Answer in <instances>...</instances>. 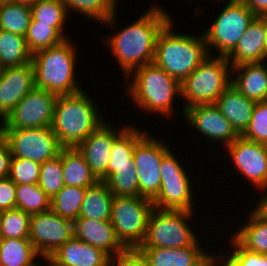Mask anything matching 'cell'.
I'll list each match as a JSON object with an SVG mask.
<instances>
[{
	"label": "cell",
	"mask_w": 267,
	"mask_h": 266,
	"mask_svg": "<svg viewBox=\"0 0 267 266\" xmlns=\"http://www.w3.org/2000/svg\"><path fill=\"white\" fill-rule=\"evenodd\" d=\"M165 11L160 6H151L136 21L106 39L107 48L127 79L135 69L153 63L158 35L172 19Z\"/></svg>",
	"instance_id": "1"
},
{
	"label": "cell",
	"mask_w": 267,
	"mask_h": 266,
	"mask_svg": "<svg viewBox=\"0 0 267 266\" xmlns=\"http://www.w3.org/2000/svg\"><path fill=\"white\" fill-rule=\"evenodd\" d=\"M98 109L84 89L57 97L50 127L63 148H77L106 122Z\"/></svg>",
	"instance_id": "2"
},
{
	"label": "cell",
	"mask_w": 267,
	"mask_h": 266,
	"mask_svg": "<svg viewBox=\"0 0 267 266\" xmlns=\"http://www.w3.org/2000/svg\"><path fill=\"white\" fill-rule=\"evenodd\" d=\"M171 19L158 35L153 63L180 83L208 56L203 33L199 37L175 33Z\"/></svg>",
	"instance_id": "3"
},
{
	"label": "cell",
	"mask_w": 267,
	"mask_h": 266,
	"mask_svg": "<svg viewBox=\"0 0 267 266\" xmlns=\"http://www.w3.org/2000/svg\"><path fill=\"white\" fill-rule=\"evenodd\" d=\"M76 46L70 38L57 46L32 55L34 86L59 95H72L83 90L77 82Z\"/></svg>",
	"instance_id": "4"
},
{
	"label": "cell",
	"mask_w": 267,
	"mask_h": 266,
	"mask_svg": "<svg viewBox=\"0 0 267 266\" xmlns=\"http://www.w3.org/2000/svg\"><path fill=\"white\" fill-rule=\"evenodd\" d=\"M128 77L133 79L129 86L127 83L126 92L135 105L147 113L171 118L175 110L173 100L181 95V84L176 78L154 63L135 69Z\"/></svg>",
	"instance_id": "5"
},
{
	"label": "cell",
	"mask_w": 267,
	"mask_h": 266,
	"mask_svg": "<svg viewBox=\"0 0 267 266\" xmlns=\"http://www.w3.org/2000/svg\"><path fill=\"white\" fill-rule=\"evenodd\" d=\"M231 69L227 57L209 55L180 83V97L186 101L182 110L200 104H214L231 85Z\"/></svg>",
	"instance_id": "6"
},
{
	"label": "cell",
	"mask_w": 267,
	"mask_h": 266,
	"mask_svg": "<svg viewBox=\"0 0 267 266\" xmlns=\"http://www.w3.org/2000/svg\"><path fill=\"white\" fill-rule=\"evenodd\" d=\"M194 212L153 208L147 222V231L140 247L184 248L198 239L188 220ZM192 229V230H191Z\"/></svg>",
	"instance_id": "7"
},
{
	"label": "cell",
	"mask_w": 267,
	"mask_h": 266,
	"mask_svg": "<svg viewBox=\"0 0 267 266\" xmlns=\"http://www.w3.org/2000/svg\"><path fill=\"white\" fill-rule=\"evenodd\" d=\"M153 202L140 196H113L111 224L121 244L137 250L144 241Z\"/></svg>",
	"instance_id": "8"
},
{
	"label": "cell",
	"mask_w": 267,
	"mask_h": 266,
	"mask_svg": "<svg viewBox=\"0 0 267 266\" xmlns=\"http://www.w3.org/2000/svg\"><path fill=\"white\" fill-rule=\"evenodd\" d=\"M255 17L240 0L227 3L212 21L213 24L203 32L209 55H214L211 49L215 48L218 56L226 57L236 47Z\"/></svg>",
	"instance_id": "9"
},
{
	"label": "cell",
	"mask_w": 267,
	"mask_h": 266,
	"mask_svg": "<svg viewBox=\"0 0 267 266\" xmlns=\"http://www.w3.org/2000/svg\"><path fill=\"white\" fill-rule=\"evenodd\" d=\"M171 149L160 163L161 184L153 206L161 210H184L194 212L193 190L190 177Z\"/></svg>",
	"instance_id": "10"
},
{
	"label": "cell",
	"mask_w": 267,
	"mask_h": 266,
	"mask_svg": "<svg viewBox=\"0 0 267 266\" xmlns=\"http://www.w3.org/2000/svg\"><path fill=\"white\" fill-rule=\"evenodd\" d=\"M57 97L34 86L0 122V130L50 127Z\"/></svg>",
	"instance_id": "11"
},
{
	"label": "cell",
	"mask_w": 267,
	"mask_h": 266,
	"mask_svg": "<svg viewBox=\"0 0 267 266\" xmlns=\"http://www.w3.org/2000/svg\"><path fill=\"white\" fill-rule=\"evenodd\" d=\"M12 157H21L43 164L60 155L63 147L51 127L0 130Z\"/></svg>",
	"instance_id": "12"
},
{
	"label": "cell",
	"mask_w": 267,
	"mask_h": 266,
	"mask_svg": "<svg viewBox=\"0 0 267 266\" xmlns=\"http://www.w3.org/2000/svg\"><path fill=\"white\" fill-rule=\"evenodd\" d=\"M146 133L135 145L133 160L139 179L140 197L153 201L160 189V163L169 146Z\"/></svg>",
	"instance_id": "13"
},
{
	"label": "cell",
	"mask_w": 267,
	"mask_h": 266,
	"mask_svg": "<svg viewBox=\"0 0 267 266\" xmlns=\"http://www.w3.org/2000/svg\"><path fill=\"white\" fill-rule=\"evenodd\" d=\"M73 236L72 220L52 210L31 215L28 239L44 261Z\"/></svg>",
	"instance_id": "14"
},
{
	"label": "cell",
	"mask_w": 267,
	"mask_h": 266,
	"mask_svg": "<svg viewBox=\"0 0 267 266\" xmlns=\"http://www.w3.org/2000/svg\"><path fill=\"white\" fill-rule=\"evenodd\" d=\"M234 168L261 190L267 187V145L239 136L226 147Z\"/></svg>",
	"instance_id": "15"
},
{
	"label": "cell",
	"mask_w": 267,
	"mask_h": 266,
	"mask_svg": "<svg viewBox=\"0 0 267 266\" xmlns=\"http://www.w3.org/2000/svg\"><path fill=\"white\" fill-rule=\"evenodd\" d=\"M183 113V117L194 130L206 136L207 139L224 143L223 148L239 137L230 121L223 116L215 104L195 105L187 108Z\"/></svg>",
	"instance_id": "16"
},
{
	"label": "cell",
	"mask_w": 267,
	"mask_h": 266,
	"mask_svg": "<svg viewBox=\"0 0 267 266\" xmlns=\"http://www.w3.org/2000/svg\"><path fill=\"white\" fill-rule=\"evenodd\" d=\"M128 126H122L117 130L112 124L110 125V122H104L77 147L98 180L105 181L107 179L112 144Z\"/></svg>",
	"instance_id": "17"
},
{
	"label": "cell",
	"mask_w": 267,
	"mask_h": 266,
	"mask_svg": "<svg viewBox=\"0 0 267 266\" xmlns=\"http://www.w3.org/2000/svg\"><path fill=\"white\" fill-rule=\"evenodd\" d=\"M199 240L184 248L139 247L136 251L147 266H214V255Z\"/></svg>",
	"instance_id": "18"
},
{
	"label": "cell",
	"mask_w": 267,
	"mask_h": 266,
	"mask_svg": "<svg viewBox=\"0 0 267 266\" xmlns=\"http://www.w3.org/2000/svg\"><path fill=\"white\" fill-rule=\"evenodd\" d=\"M34 87V70L31 63L6 67L0 71V121Z\"/></svg>",
	"instance_id": "19"
},
{
	"label": "cell",
	"mask_w": 267,
	"mask_h": 266,
	"mask_svg": "<svg viewBox=\"0 0 267 266\" xmlns=\"http://www.w3.org/2000/svg\"><path fill=\"white\" fill-rule=\"evenodd\" d=\"M226 57L231 67L267 61V17L256 16Z\"/></svg>",
	"instance_id": "20"
},
{
	"label": "cell",
	"mask_w": 267,
	"mask_h": 266,
	"mask_svg": "<svg viewBox=\"0 0 267 266\" xmlns=\"http://www.w3.org/2000/svg\"><path fill=\"white\" fill-rule=\"evenodd\" d=\"M74 237L104 251L110 258L128 250L116 236L111 221L77 218L73 221Z\"/></svg>",
	"instance_id": "21"
},
{
	"label": "cell",
	"mask_w": 267,
	"mask_h": 266,
	"mask_svg": "<svg viewBox=\"0 0 267 266\" xmlns=\"http://www.w3.org/2000/svg\"><path fill=\"white\" fill-rule=\"evenodd\" d=\"M110 259L101 249L73 236L45 261L48 266H104Z\"/></svg>",
	"instance_id": "22"
},
{
	"label": "cell",
	"mask_w": 267,
	"mask_h": 266,
	"mask_svg": "<svg viewBox=\"0 0 267 266\" xmlns=\"http://www.w3.org/2000/svg\"><path fill=\"white\" fill-rule=\"evenodd\" d=\"M266 64V65H265ZM231 85L248 99L261 102L267 96V62L244 63L231 69ZM236 73V74H235Z\"/></svg>",
	"instance_id": "23"
},
{
	"label": "cell",
	"mask_w": 267,
	"mask_h": 266,
	"mask_svg": "<svg viewBox=\"0 0 267 266\" xmlns=\"http://www.w3.org/2000/svg\"><path fill=\"white\" fill-rule=\"evenodd\" d=\"M255 101L245 97L230 85L214 103L223 116L230 121L233 129L241 136L247 129L252 117Z\"/></svg>",
	"instance_id": "24"
},
{
	"label": "cell",
	"mask_w": 267,
	"mask_h": 266,
	"mask_svg": "<svg viewBox=\"0 0 267 266\" xmlns=\"http://www.w3.org/2000/svg\"><path fill=\"white\" fill-rule=\"evenodd\" d=\"M113 196L107 183L98 180L86 188L78 218L110 221Z\"/></svg>",
	"instance_id": "25"
},
{
	"label": "cell",
	"mask_w": 267,
	"mask_h": 266,
	"mask_svg": "<svg viewBox=\"0 0 267 266\" xmlns=\"http://www.w3.org/2000/svg\"><path fill=\"white\" fill-rule=\"evenodd\" d=\"M245 222L231 235L243 248L260 254H267V216L255 207Z\"/></svg>",
	"instance_id": "26"
},
{
	"label": "cell",
	"mask_w": 267,
	"mask_h": 266,
	"mask_svg": "<svg viewBox=\"0 0 267 266\" xmlns=\"http://www.w3.org/2000/svg\"><path fill=\"white\" fill-rule=\"evenodd\" d=\"M63 181L66 186L87 188L95 184L98 179L91 172L84 156L77 148H63L61 150Z\"/></svg>",
	"instance_id": "27"
},
{
	"label": "cell",
	"mask_w": 267,
	"mask_h": 266,
	"mask_svg": "<svg viewBox=\"0 0 267 266\" xmlns=\"http://www.w3.org/2000/svg\"><path fill=\"white\" fill-rule=\"evenodd\" d=\"M146 134L130 125L114 140L107 178L118 169L135 167L133 152L136 143Z\"/></svg>",
	"instance_id": "28"
},
{
	"label": "cell",
	"mask_w": 267,
	"mask_h": 266,
	"mask_svg": "<svg viewBox=\"0 0 267 266\" xmlns=\"http://www.w3.org/2000/svg\"><path fill=\"white\" fill-rule=\"evenodd\" d=\"M37 257L29 239L7 238L0 245V266H41Z\"/></svg>",
	"instance_id": "29"
},
{
	"label": "cell",
	"mask_w": 267,
	"mask_h": 266,
	"mask_svg": "<svg viewBox=\"0 0 267 266\" xmlns=\"http://www.w3.org/2000/svg\"><path fill=\"white\" fill-rule=\"evenodd\" d=\"M67 13L76 11L89 19L97 20L112 29L116 26V0H63Z\"/></svg>",
	"instance_id": "30"
},
{
	"label": "cell",
	"mask_w": 267,
	"mask_h": 266,
	"mask_svg": "<svg viewBox=\"0 0 267 266\" xmlns=\"http://www.w3.org/2000/svg\"><path fill=\"white\" fill-rule=\"evenodd\" d=\"M24 36L0 29V68L21 66L32 62Z\"/></svg>",
	"instance_id": "31"
},
{
	"label": "cell",
	"mask_w": 267,
	"mask_h": 266,
	"mask_svg": "<svg viewBox=\"0 0 267 266\" xmlns=\"http://www.w3.org/2000/svg\"><path fill=\"white\" fill-rule=\"evenodd\" d=\"M32 19L39 23L49 24L54 27L65 39V23L69 14L67 13L63 0H38L30 7ZM68 15V16H67Z\"/></svg>",
	"instance_id": "32"
},
{
	"label": "cell",
	"mask_w": 267,
	"mask_h": 266,
	"mask_svg": "<svg viewBox=\"0 0 267 266\" xmlns=\"http://www.w3.org/2000/svg\"><path fill=\"white\" fill-rule=\"evenodd\" d=\"M31 18L30 6L0 1V29L25 36Z\"/></svg>",
	"instance_id": "33"
},
{
	"label": "cell",
	"mask_w": 267,
	"mask_h": 266,
	"mask_svg": "<svg viewBox=\"0 0 267 266\" xmlns=\"http://www.w3.org/2000/svg\"><path fill=\"white\" fill-rule=\"evenodd\" d=\"M16 208L30 215L51 210L50 197L38 184L16 185Z\"/></svg>",
	"instance_id": "34"
},
{
	"label": "cell",
	"mask_w": 267,
	"mask_h": 266,
	"mask_svg": "<svg viewBox=\"0 0 267 266\" xmlns=\"http://www.w3.org/2000/svg\"><path fill=\"white\" fill-rule=\"evenodd\" d=\"M86 189L64 186L52 199L51 210L72 221L78 218Z\"/></svg>",
	"instance_id": "35"
},
{
	"label": "cell",
	"mask_w": 267,
	"mask_h": 266,
	"mask_svg": "<svg viewBox=\"0 0 267 266\" xmlns=\"http://www.w3.org/2000/svg\"><path fill=\"white\" fill-rule=\"evenodd\" d=\"M24 37L32 54L57 46L66 40L54 27L39 23L32 18Z\"/></svg>",
	"instance_id": "36"
},
{
	"label": "cell",
	"mask_w": 267,
	"mask_h": 266,
	"mask_svg": "<svg viewBox=\"0 0 267 266\" xmlns=\"http://www.w3.org/2000/svg\"><path fill=\"white\" fill-rule=\"evenodd\" d=\"M1 231L4 239L18 238L28 239L30 232L31 215L14 208L0 212Z\"/></svg>",
	"instance_id": "37"
},
{
	"label": "cell",
	"mask_w": 267,
	"mask_h": 266,
	"mask_svg": "<svg viewBox=\"0 0 267 266\" xmlns=\"http://www.w3.org/2000/svg\"><path fill=\"white\" fill-rule=\"evenodd\" d=\"M135 167L118 169L105 182L114 196H140L139 179Z\"/></svg>",
	"instance_id": "38"
},
{
	"label": "cell",
	"mask_w": 267,
	"mask_h": 266,
	"mask_svg": "<svg viewBox=\"0 0 267 266\" xmlns=\"http://www.w3.org/2000/svg\"><path fill=\"white\" fill-rule=\"evenodd\" d=\"M38 186L52 199L64 186L60 155L41 164Z\"/></svg>",
	"instance_id": "39"
},
{
	"label": "cell",
	"mask_w": 267,
	"mask_h": 266,
	"mask_svg": "<svg viewBox=\"0 0 267 266\" xmlns=\"http://www.w3.org/2000/svg\"><path fill=\"white\" fill-rule=\"evenodd\" d=\"M230 244H232L231 247L234 246L231 249L233 252L222 260L214 254V266H220L221 264V266H267V254L251 252L243 248L233 237ZM217 259L223 262L221 263Z\"/></svg>",
	"instance_id": "40"
},
{
	"label": "cell",
	"mask_w": 267,
	"mask_h": 266,
	"mask_svg": "<svg viewBox=\"0 0 267 266\" xmlns=\"http://www.w3.org/2000/svg\"><path fill=\"white\" fill-rule=\"evenodd\" d=\"M41 164L33 160L12 157L9 178L16 184H38Z\"/></svg>",
	"instance_id": "41"
},
{
	"label": "cell",
	"mask_w": 267,
	"mask_h": 266,
	"mask_svg": "<svg viewBox=\"0 0 267 266\" xmlns=\"http://www.w3.org/2000/svg\"><path fill=\"white\" fill-rule=\"evenodd\" d=\"M241 136L267 145V103L265 101L255 103L249 125Z\"/></svg>",
	"instance_id": "42"
},
{
	"label": "cell",
	"mask_w": 267,
	"mask_h": 266,
	"mask_svg": "<svg viewBox=\"0 0 267 266\" xmlns=\"http://www.w3.org/2000/svg\"><path fill=\"white\" fill-rule=\"evenodd\" d=\"M16 208V184L8 177L0 179V212Z\"/></svg>",
	"instance_id": "43"
},
{
	"label": "cell",
	"mask_w": 267,
	"mask_h": 266,
	"mask_svg": "<svg viewBox=\"0 0 267 266\" xmlns=\"http://www.w3.org/2000/svg\"><path fill=\"white\" fill-rule=\"evenodd\" d=\"M11 151L5 138L0 134V179L9 177Z\"/></svg>",
	"instance_id": "44"
},
{
	"label": "cell",
	"mask_w": 267,
	"mask_h": 266,
	"mask_svg": "<svg viewBox=\"0 0 267 266\" xmlns=\"http://www.w3.org/2000/svg\"><path fill=\"white\" fill-rule=\"evenodd\" d=\"M114 266H147L136 250L114 257Z\"/></svg>",
	"instance_id": "45"
},
{
	"label": "cell",
	"mask_w": 267,
	"mask_h": 266,
	"mask_svg": "<svg viewBox=\"0 0 267 266\" xmlns=\"http://www.w3.org/2000/svg\"><path fill=\"white\" fill-rule=\"evenodd\" d=\"M255 16L267 17V0H240Z\"/></svg>",
	"instance_id": "46"
},
{
	"label": "cell",
	"mask_w": 267,
	"mask_h": 266,
	"mask_svg": "<svg viewBox=\"0 0 267 266\" xmlns=\"http://www.w3.org/2000/svg\"><path fill=\"white\" fill-rule=\"evenodd\" d=\"M264 192H266L267 187L262 189ZM262 198L260 197L259 203L255 206V208L262 213L264 216H267V192L262 194Z\"/></svg>",
	"instance_id": "47"
},
{
	"label": "cell",
	"mask_w": 267,
	"mask_h": 266,
	"mask_svg": "<svg viewBox=\"0 0 267 266\" xmlns=\"http://www.w3.org/2000/svg\"><path fill=\"white\" fill-rule=\"evenodd\" d=\"M4 2H9V3H19V4H24L27 6H32L34 5L38 0H0Z\"/></svg>",
	"instance_id": "48"
},
{
	"label": "cell",
	"mask_w": 267,
	"mask_h": 266,
	"mask_svg": "<svg viewBox=\"0 0 267 266\" xmlns=\"http://www.w3.org/2000/svg\"><path fill=\"white\" fill-rule=\"evenodd\" d=\"M3 240H4V237L1 231V217H0V245L2 244Z\"/></svg>",
	"instance_id": "49"
},
{
	"label": "cell",
	"mask_w": 267,
	"mask_h": 266,
	"mask_svg": "<svg viewBox=\"0 0 267 266\" xmlns=\"http://www.w3.org/2000/svg\"><path fill=\"white\" fill-rule=\"evenodd\" d=\"M104 266H114V257L110 259V261Z\"/></svg>",
	"instance_id": "50"
},
{
	"label": "cell",
	"mask_w": 267,
	"mask_h": 266,
	"mask_svg": "<svg viewBox=\"0 0 267 266\" xmlns=\"http://www.w3.org/2000/svg\"><path fill=\"white\" fill-rule=\"evenodd\" d=\"M235 1H237V0H229V1H227V3L235 2Z\"/></svg>",
	"instance_id": "51"
}]
</instances>
